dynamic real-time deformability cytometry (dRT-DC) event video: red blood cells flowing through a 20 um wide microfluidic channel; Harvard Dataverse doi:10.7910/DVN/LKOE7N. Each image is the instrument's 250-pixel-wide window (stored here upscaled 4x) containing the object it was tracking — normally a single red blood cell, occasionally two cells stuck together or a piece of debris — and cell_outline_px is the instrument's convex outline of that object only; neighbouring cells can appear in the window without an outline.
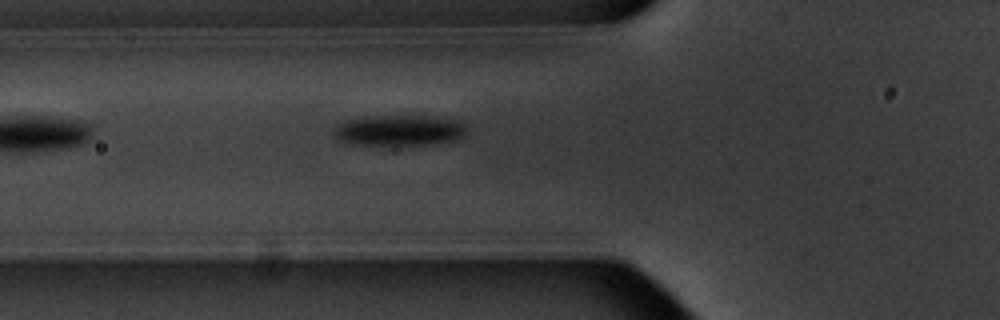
{"species": "common noctule bat (a hibernating species)", "species_latin": "Nyctalus noctula", "temperature_condition": "warm", "stored_images_in_passage": 6, "camera_frame_rate_fps": 3000, "um_per_image_px": 0.085, "animal": {"sex": "male", "body_mass_g": 20.1, "forearm_length_mm": 53.5}, "frame": {"image": 1, "passage_image": 6, "time_ms": 7.0, "image_size_px": [1000, 320], "cell_outline_px": [[468, 132], [460, 140], [436, 144], [348, 144], [340, 140], [336, 136], [336, 128], [344, 120], [364, 116], [432, 116], [456, 120], [468, 124]], "centroid_in_image_um": [34.06, 11.07], "position_along_channel_um": 91.7, "area_um2": 23.99}}